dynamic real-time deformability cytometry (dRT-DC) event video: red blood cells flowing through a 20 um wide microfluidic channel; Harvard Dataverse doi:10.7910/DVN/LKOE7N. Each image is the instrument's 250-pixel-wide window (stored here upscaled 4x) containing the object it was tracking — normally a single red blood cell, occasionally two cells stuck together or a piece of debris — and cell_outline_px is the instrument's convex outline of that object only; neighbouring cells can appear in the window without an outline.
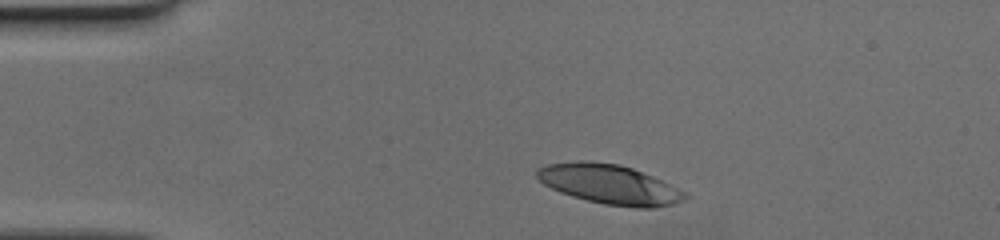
{"species": "human", "species_latin": "Homo sapiens", "temperature_condition": "cold", "stored_images_in_passage": 33, "camera_frame_rate_fps": 3000, "um_per_image_px": 0.085, "donor": {"sex": "female"}, "frame": {"image": 1, "passage_image": 1, "time_ms": 0.0, "image_size_px": [1000, 240], "cell_outline_px": [[688, 196], [684, 200], [672, 204], [656, 208], [636, 208], [604, 204], [572, 196], [560, 192], [544, 184], [536, 176], [536, 168], [548, 164], [576, 160], [588, 160], [620, 164], [632, 168], [652, 176], [688, 192]], "centroid_in_image_um": [51.81, 15.66], "position_along_channel_um": 33.2, "area_um2": 34.33}}
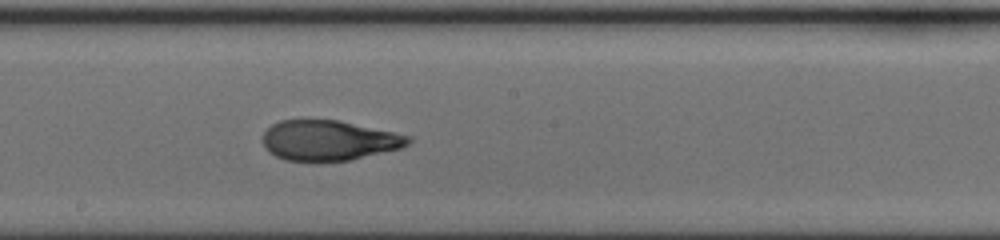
{"frame": {"image": 2, "passage_image": 19, "time_ms": 6.0, "image_size_px": [1000, 240], "cell_outline_px": [[412, 140], [408, 144], [400, 148], [348, 160], [284, 160], [268, 152], [264, 148], [264, 132], [272, 124], [280, 120], [340, 120], [396, 132], [412, 136]], "centroid_in_image_um": [27.97, 11.91], "position_along_channel_um": 220.2, "area_um2": 33.81}}
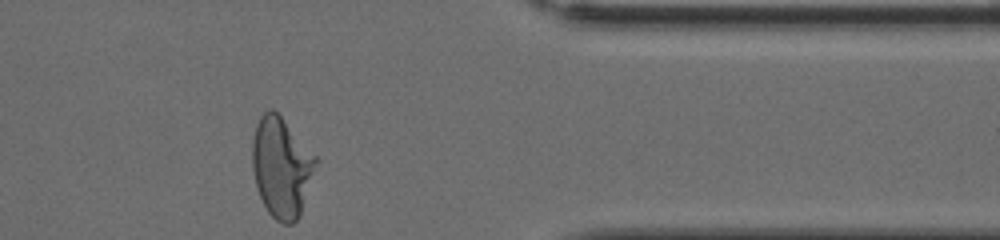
{"frame": {"image": 3, "passage_image": 33, "time_ms": 10.667, "image_size_px": [1000, 240], "cell_outline_px": [[316, 160], [300, 212], [296, 220], [292, 224], [284, 224], [276, 220], [268, 212], [260, 196], [256, 184], [252, 168], [252, 140], [256, 124], [260, 116], [268, 108], [272, 108], [280, 116], [316, 156]], "centroid_in_image_um": [23.87, 14.18], "position_along_channel_um": 387.5, "area_um2": 36.07}}